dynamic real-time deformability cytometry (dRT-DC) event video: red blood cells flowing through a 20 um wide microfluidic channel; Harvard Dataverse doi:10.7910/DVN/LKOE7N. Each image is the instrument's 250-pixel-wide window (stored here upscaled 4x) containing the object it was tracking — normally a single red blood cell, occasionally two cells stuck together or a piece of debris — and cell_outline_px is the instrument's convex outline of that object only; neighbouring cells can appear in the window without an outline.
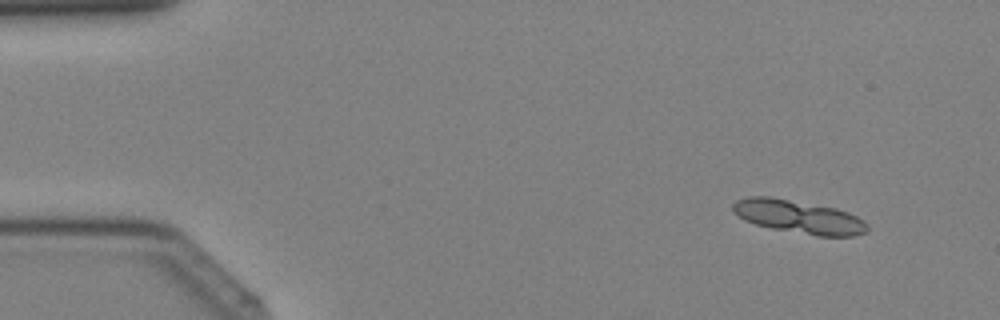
{"species": "Egyptian fruit bat (a non-hibernating species)", "species_latin": "Rousettus aegyptiacus", "temperature_condition": "cold", "stored_images_in_passage": 13, "camera_frame_rate_fps": 3000, "um_per_image_px": 0.085, "animal": {"sex": "female"}, "frame": {"image": 1, "passage_image": 4, "time_ms": 1.0, "image_size_px": [1000, 320], "cell_outline_px": [[868, 228], [864, 232], [852, 236], [816, 236], [772, 228], [756, 224], [744, 220], [732, 208], [732, 204], [736, 200], [748, 196], [772, 196], [836, 208], [848, 212], [864, 220], [868, 224]], "centroid_in_image_um": [67.89, 18.41], "position_along_channel_um": 17.1, "area_um2": 26.01}}